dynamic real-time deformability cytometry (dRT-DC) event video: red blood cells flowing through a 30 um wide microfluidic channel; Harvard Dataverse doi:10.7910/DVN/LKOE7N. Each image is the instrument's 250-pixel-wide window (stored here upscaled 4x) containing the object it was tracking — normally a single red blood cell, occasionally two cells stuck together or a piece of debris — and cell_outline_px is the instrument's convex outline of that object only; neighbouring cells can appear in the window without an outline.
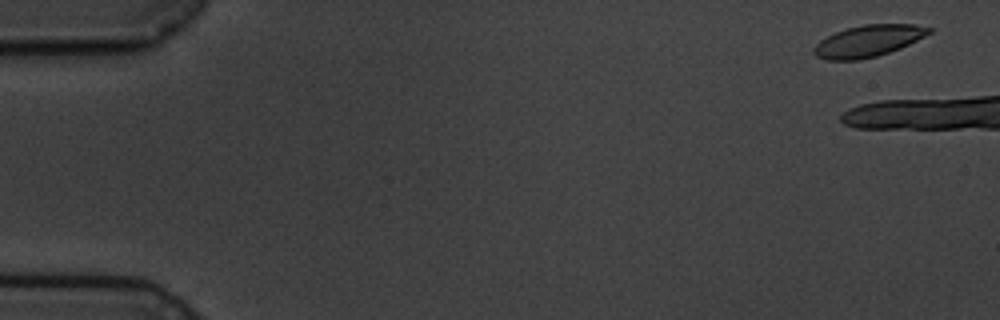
{"species": "common noctule bat (a hibernating species)", "species_latin": "Nyctalus noctula", "temperature_condition": "cold", "stored_images_in_passage": 3, "camera_frame_rate_fps": 3000, "um_per_image_px": 0.085, "animal": {"sex": "male", "body_mass_g": 19.5, "forearm_length_mm": 54.6}, "frame": {"image": 1, "passage_image": 1, "time_ms": 0.0, "image_size_px": [1000, 320], "cell_outline_px": [[932, 32], [900, 48], [876, 56], [856, 60], [828, 60], [816, 56], [812, 52], [812, 48], [820, 40], [836, 32], [848, 28], [864, 24], [916, 24], [932, 28]], "centroid_in_image_um": [73.78, 3.48], "position_along_channel_um": 11.2, "area_um2": 21.04}}